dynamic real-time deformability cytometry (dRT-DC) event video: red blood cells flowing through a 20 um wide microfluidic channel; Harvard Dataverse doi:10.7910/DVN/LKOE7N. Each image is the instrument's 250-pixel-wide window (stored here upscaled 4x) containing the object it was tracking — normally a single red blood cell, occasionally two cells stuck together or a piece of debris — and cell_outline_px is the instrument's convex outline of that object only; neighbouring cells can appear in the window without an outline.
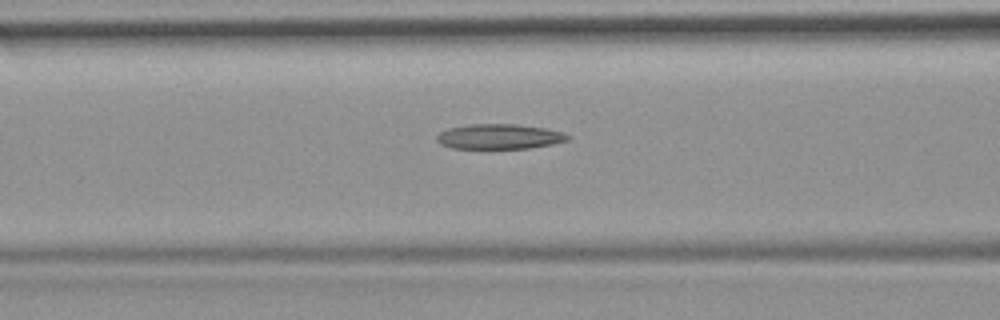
{"species": "common noctule bat (a hibernating species)", "species_latin": "Nyctalus noctula", "temperature_condition": "room temperature", "stored_images_in_passage": 45, "camera_frame_rate_fps": 3000, "um_per_image_px": 0.085, "animal": {"sex": "female", "body_mass_g": 19.9}, "frame": {"image": 1, "passage_image": 18, "time_ms": 5.667, "image_size_px": [1000, 320], "cell_outline_px": [[572, 136], [568, 140], [552, 144], [528, 148], [452, 148], [440, 144], [436, 140], [436, 136], [440, 132], [448, 128], [468, 124], [516, 124], [544, 128], [560, 132]], "centroid_in_image_um": [42.41, 11.6], "position_along_channel_um": 124.2, "area_um2": 19.02}}
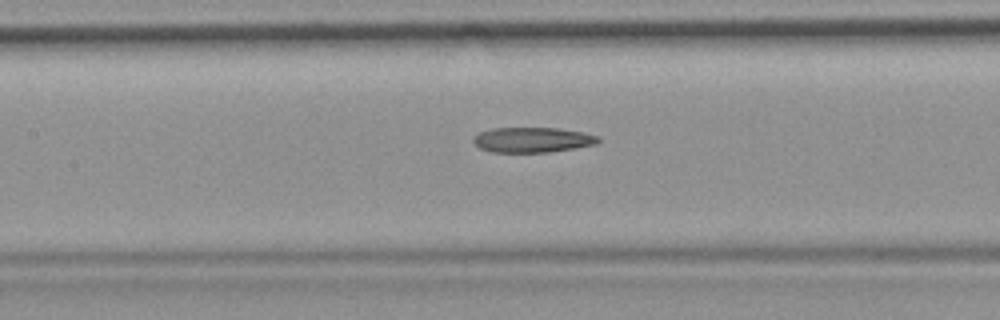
{"frame": {"image": 2, "passage_image": 21, "time_ms": 6.667, "image_size_px": [1000, 320], "cell_outline_px": [[600, 140], [596, 144], [576, 148], [548, 152], [492, 152], [480, 148], [472, 140], [480, 132], [492, 128], [556, 128], [584, 132], [600, 136]], "centroid_in_image_um": [45.3, 11.88], "position_along_channel_um": 162.1, "area_um2": 18.26}}
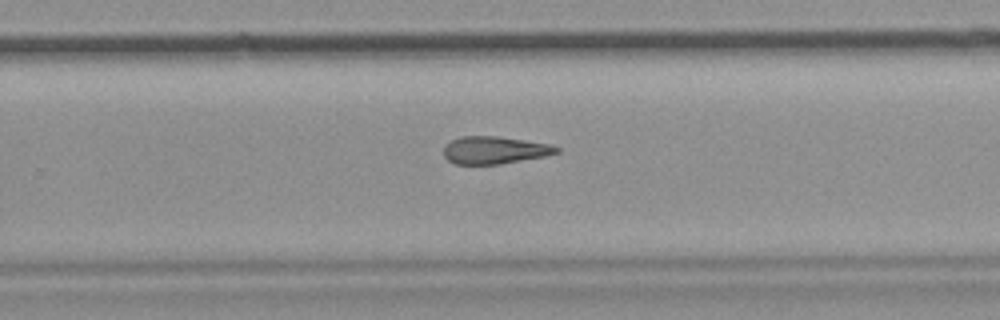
{"frame": {"image": 3, "passage_image": 31, "time_ms": 10.0, "image_size_px": [1000, 320], "cell_outline_px": [[560, 152], [548, 156], [500, 164], [456, 164], [448, 160], [444, 156], [444, 148], [452, 140], [460, 136], [500, 136], [552, 144], [560, 148]], "centroid_in_image_um": [42.11, 12.76], "position_along_channel_um": 287.7, "area_um2": 18.26}, "authors_computed_cell_mechanics": {"area_um2": 18.9006, "velocity_mm_per_s": 3.7762, "shape_relaxation_time_tau1_ms": null, "shape_relaxation_time_tau2_ms": 5.1616, "deformation_change_tau1": null, "deformation_change_tau2": 0.159}}